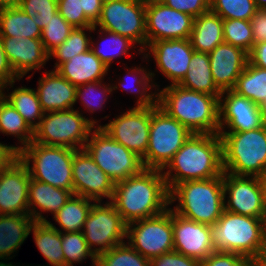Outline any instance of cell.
<instances>
[{
	"instance_id": "57",
	"label": "cell",
	"mask_w": 266,
	"mask_h": 266,
	"mask_svg": "<svg viewBox=\"0 0 266 266\" xmlns=\"http://www.w3.org/2000/svg\"><path fill=\"white\" fill-rule=\"evenodd\" d=\"M259 178H260L262 187L264 189V192L266 193V167L264 168V170H263V172Z\"/></svg>"
},
{
	"instance_id": "8",
	"label": "cell",
	"mask_w": 266,
	"mask_h": 266,
	"mask_svg": "<svg viewBox=\"0 0 266 266\" xmlns=\"http://www.w3.org/2000/svg\"><path fill=\"white\" fill-rule=\"evenodd\" d=\"M98 121L88 119L79 110L69 109L44 113L34 129L33 142L45 146L84 148Z\"/></svg>"
},
{
	"instance_id": "3",
	"label": "cell",
	"mask_w": 266,
	"mask_h": 266,
	"mask_svg": "<svg viewBox=\"0 0 266 266\" xmlns=\"http://www.w3.org/2000/svg\"><path fill=\"white\" fill-rule=\"evenodd\" d=\"M158 106L193 134H219V98L167 85L159 91Z\"/></svg>"
},
{
	"instance_id": "48",
	"label": "cell",
	"mask_w": 266,
	"mask_h": 266,
	"mask_svg": "<svg viewBox=\"0 0 266 266\" xmlns=\"http://www.w3.org/2000/svg\"><path fill=\"white\" fill-rule=\"evenodd\" d=\"M168 7L198 17L210 10V0H160Z\"/></svg>"
},
{
	"instance_id": "14",
	"label": "cell",
	"mask_w": 266,
	"mask_h": 266,
	"mask_svg": "<svg viewBox=\"0 0 266 266\" xmlns=\"http://www.w3.org/2000/svg\"><path fill=\"white\" fill-rule=\"evenodd\" d=\"M223 187L226 211L266 219V193L259 177L224 172Z\"/></svg>"
},
{
	"instance_id": "38",
	"label": "cell",
	"mask_w": 266,
	"mask_h": 266,
	"mask_svg": "<svg viewBox=\"0 0 266 266\" xmlns=\"http://www.w3.org/2000/svg\"><path fill=\"white\" fill-rule=\"evenodd\" d=\"M97 28L98 27L96 26L74 28L65 41L49 54L50 58L54 57L58 61L55 63L54 70H56L62 63L71 59V57L88 51L91 47V37H87L86 31L89 30V33H92L93 31H96Z\"/></svg>"
},
{
	"instance_id": "41",
	"label": "cell",
	"mask_w": 266,
	"mask_h": 266,
	"mask_svg": "<svg viewBox=\"0 0 266 266\" xmlns=\"http://www.w3.org/2000/svg\"><path fill=\"white\" fill-rule=\"evenodd\" d=\"M252 25L250 21L240 19H223L224 42L241 48L249 53L253 46Z\"/></svg>"
},
{
	"instance_id": "2",
	"label": "cell",
	"mask_w": 266,
	"mask_h": 266,
	"mask_svg": "<svg viewBox=\"0 0 266 266\" xmlns=\"http://www.w3.org/2000/svg\"><path fill=\"white\" fill-rule=\"evenodd\" d=\"M162 173L169 191L181 182L205 180L223 175L220 135L192 134Z\"/></svg>"
},
{
	"instance_id": "39",
	"label": "cell",
	"mask_w": 266,
	"mask_h": 266,
	"mask_svg": "<svg viewBox=\"0 0 266 266\" xmlns=\"http://www.w3.org/2000/svg\"><path fill=\"white\" fill-rule=\"evenodd\" d=\"M96 266H150V259L124 242L98 254Z\"/></svg>"
},
{
	"instance_id": "49",
	"label": "cell",
	"mask_w": 266,
	"mask_h": 266,
	"mask_svg": "<svg viewBox=\"0 0 266 266\" xmlns=\"http://www.w3.org/2000/svg\"><path fill=\"white\" fill-rule=\"evenodd\" d=\"M196 259L173 250L150 259V266H200Z\"/></svg>"
},
{
	"instance_id": "35",
	"label": "cell",
	"mask_w": 266,
	"mask_h": 266,
	"mask_svg": "<svg viewBox=\"0 0 266 266\" xmlns=\"http://www.w3.org/2000/svg\"><path fill=\"white\" fill-rule=\"evenodd\" d=\"M233 91L259 106L263 105L266 102V69L247 63Z\"/></svg>"
},
{
	"instance_id": "52",
	"label": "cell",
	"mask_w": 266,
	"mask_h": 266,
	"mask_svg": "<svg viewBox=\"0 0 266 266\" xmlns=\"http://www.w3.org/2000/svg\"><path fill=\"white\" fill-rule=\"evenodd\" d=\"M104 0H81L85 17L95 25L101 16Z\"/></svg>"
},
{
	"instance_id": "42",
	"label": "cell",
	"mask_w": 266,
	"mask_h": 266,
	"mask_svg": "<svg viewBox=\"0 0 266 266\" xmlns=\"http://www.w3.org/2000/svg\"><path fill=\"white\" fill-rule=\"evenodd\" d=\"M210 10L222 19L250 21L258 9L254 0H210Z\"/></svg>"
},
{
	"instance_id": "22",
	"label": "cell",
	"mask_w": 266,
	"mask_h": 266,
	"mask_svg": "<svg viewBox=\"0 0 266 266\" xmlns=\"http://www.w3.org/2000/svg\"><path fill=\"white\" fill-rule=\"evenodd\" d=\"M213 81L223 92L233 90L239 75L248 63V53L223 42L208 53Z\"/></svg>"
},
{
	"instance_id": "4",
	"label": "cell",
	"mask_w": 266,
	"mask_h": 266,
	"mask_svg": "<svg viewBox=\"0 0 266 266\" xmlns=\"http://www.w3.org/2000/svg\"><path fill=\"white\" fill-rule=\"evenodd\" d=\"M223 175L205 180L181 182L170 190L169 200L178 205L171 210L180 216L214 225L225 210Z\"/></svg>"
},
{
	"instance_id": "24",
	"label": "cell",
	"mask_w": 266,
	"mask_h": 266,
	"mask_svg": "<svg viewBox=\"0 0 266 266\" xmlns=\"http://www.w3.org/2000/svg\"><path fill=\"white\" fill-rule=\"evenodd\" d=\"M36 92L45 113L73 109L76 103V86L56 70L39 78Z\"/></svg>"
},
{
	"instance_id": "31",
	"label": "cell",
	"mask_w": 266,
	"mask_h": 266,
	"mask_svg": "<svg viewBox=\"0 0 266 266\" xmlns=\"http://www.w3.org/2000/svg\"><path fill=\"white\" fill-rule=\"evenodd\" d=\"M92 205V200L82 196L72 195L59 211L53 215L54 220L63 231L55 227L51 222L48 221V223L61 233L82 231Z\"/></svg>"
},
{
	"instance_id": "21",
	"label": "cell",
	"mask_w": 266,
	"mask_h": 266,
	"mask_svg": "<svg viewBox=\"0 0 266 266\" xmlns=\"http://www.w3.org/2000/svg\"><path fill=\"white\" fill-rule=\"evenodd\" d=\"M30 173L19 158L0 173V215H29Z\"/></svg>"
},
{
	"instance_id": "5",
	"label": "cell",
	"mask_w": 266,
	"mask_h": 266,
	"mask_svg": "<svg viewBox=\"0 0 266 266\" xmlns=\"http://www.w3.org/2000/svg\"><path fill=\"white\" fill-rule=\"evenodd\" d=\"M219 135L224 172L260 177L266 167V128Z\"/></svg>"
},
{
	"instance_id": "1",
	"label": "cell",
	"mask_w": 266,
	"mask_h": 266,
	"mask_svg": "<svg viewBox=\"0 0 266 266\" xmlns=\"http://www.w3.org/2000/svg\"><path fill=\"white\" fill-rule=\"evenodd\" d=\"M169 195L162 171L144 168L139 174L116 182L110 202L128 225L170 208Z\"/></svg>"
},
{
	"instance_id": "29",
	"label": "cell",
	"mask_w": 266,
	"mask_h": 266,
	"mask_svg": "<svg viewBox=\"0 0 266 266\" xmlns=\"http://www.w3.org/2000/svg\"><path fill=\"white\" fill-rule=\"evenodd\" d=\"M178 85L187 90L206 93L218 98L222 94L213 81L209 54L204 52H193L188 71Z\"/></svg>"
},
{
	"instance_id": "51",
	"label": "cell",
	"mask_w": 266,
	"mask_h": 266,
	"mask_svg": "<svg viewBox=\"0 0 266 266\" xmlns=\"http://www.w3.org/2000/svg\"><path fill=\"white\" fill-rule=\"evenodd\" d=\"M253 45L266 42V10L258 9L251 20Z\"/></svg>"
},
{
	"instance_id": "40",
	"label": "cell",
	"mask_w": 266,
	"mask_h": 266,
	"mask_svg": "<svg viewBox=\"0 0 266 266\" xmlns=\"http://www.w3.org/2000/svg\"><path fill=\"white\" fill-rule=\"evenodd\" d=\"M62 251L67 266L80 263L87 257L92 260V266L96 265V254L89 248L82 231L62 233Z\"/></svg>"
},
{
	"instance_id": "25",
	"label": "cell",
	"mask_w": 266,
	"mask_h": 266,
	"mask_svg": "<svg viewBox=\"0 0 266 266\" xmlns=\"http://www.w3.org/2000/svg\"><path fill=\"white\" fill-rule=\"evenodd\" d=\"M73 193L31 178L29 182L28 207L29 215L34 222H48L42 212L56 214L69 200ZM40 208V211H38ZM38 209V210H36Z\"/></svg>"
},
{
	"instance_id": "6",
	"label": "cell",
	"mask_w": 266,
	"mask_h": 266,
	"mask_svg": "<svg viewBox=\"0 0 266 266\" xmlns=\"http://www.w3.org/2000/svg\"><path fill=\"white\" fill-rule=\"evenodd\" d=\"M266 219L248 217L224 210L211 226L216 251L236 253L252 260L256 257Z\"/></svg>"
},
{
	"instance_id": "15",
	"label": "cell",
	"mask_w": 266,
	"mask_h": 266,
	"mask_svg": "<svg viewBox=\"0 0 266 266\" xmlns=\"http://www.w3.org/2000/svg\"><path fill=\"white\" fill-rule=\"evenodd\" d=\"M151 107H133L105 125H99L116 142L136 153L146 154L149 144Z\"/></svg>"
},
{
	"instance_id": "16",
	"label": "cell",
	"mask_w": 266,
	"mask_h": 266,
	"mask_svg": "<svg viewBox=\"0 0 266 266\" xmlns=\"http://www.w3.org/2000/svg\"><path fill=\"white\" fill-rule=\"evenodd\" d=\"M194 17L168 7L160 0L146 1L147 46L160 40L189 39Z\"/></svg>"
},
{
	"instance_id": "27",
	"label": "cell",
	"mask_w": 266,
	"mask_h": 266,
	"mask_svg": "<svg viewBox=\"0 0 266 266\" xmlns=\"http://www.w3.org/2000/svg\"><path fill=\"white\" fill-rule=\"evenodd\" d=\"M189 40L194 51L211 52L224 42L223 19L211 10L195 17Z\"/></svg>"
},
{
	"instance_id": "44",
	"label": "cell",
	"mask_w": 266,
	"mask_h": 266,
	"mask_svg": "<svg viewBox=\"0 0 266 266\" xmlns=\"http://www.w3.org/2000/svg\"><path fill=\"white\" fill-rule=\"evenodd\" d=\"M73 29L74 27L69 24L59 12L52 16L42 29L41 41L46 51L50 54L65 41Z\"/></svg>"
},
{
	"instance_id": "50",
	"label": "cell",
	"mask_w": 266,
	"mask_h": 266,
	"mask_svg": "<svg viewBox=\"0 0 266 266\" xmlns=\"http://www.w3.org/2000/svg\"><path fill=\"white\" fill-rule=\"evenodd\" d=\"M16 80L21 78L13 70L7 55L4 52L2 38L0 36V81L4 84L3 89L13 87Z\"/></svg>"
},
{
	"instance_id": "32",
	"label": "cell",
	"mask_w": 266,
	"mask_h": 266,
	"mask_svg": "<svg viewBox=\"0 0 266 266\" xmlns=\"http://www.w3.org/2000/svg\"><path fill=\"white\" fill-rule=\"evenodd\" d=\"M34 241L43 257L51 266H67L62 251V233L48 222H34L31 229Z\"/></svg>"
},
{
	"instance_id": "11",
	"label": "cell",
	"mask_w": 266,
	"mask_h": 266,
	"mask_svg": "<svg viewBox=\"0 0 266 266\" xmlns=\"http://www.w3.org/2000/svg\"><path fill=\"white\" fill-rule=\"evenodd\" d=\"M94 26L138 43L140 55L147 49L146 1L104 0L101 16Z\"/></svg>"
},
{
	"instance_id": "20",
	"label": "cell",
	"mask_w": 266,
	"mask_h": 266,
	"mask_svg": "<svg viewBox=\"0 0 266 266\" xmlns=\"http://www.w3.org/2000/svg\"><path fill=\"white\" fill-rule=\"evenodd\" d=\"M174 250L185 256L204 261L215 250L210 225L186 219L172 211Z\"/></svg>"
},
{
	"instance_id": "54",
	"label": "cell",
	"mask_w": 266,
	"mask_h": 266,
	"mask_svg": "<svg viewBox=\"0 0 266 266\" xmlns=\"http://www.w3.org/2000/svg\"><path fill=\"white\" fill-rule=\"evenodd\" d=\"M18 158L17 146H8L0 143V173L5 171Z\"/></svg>"
},
{
	"instance_id": "28",
	"label": "cell",
	"mask_w": 266,
	"mask_h": 266,
	"mask_svg": "<svg viewBox=\"0 0 266 266\" xmlns=\"http://www.w3.org/2000/svg\"><path fill=\"white\" fill-rule=\"evenodd\" d=\"M33 223L30 215H0V260L10 259L31 233Z\"/></svg>"
},
{
	"instance_id": "9",
	"label": "cell",
	"mask_w": 266,
	"mask_h": 266,
	"mask_svg": "<svg viewBox=\"0 0 266 266\" xmlns=\"http://www.w3.org/2000/svg\"><path fill=\"white\" fill-rule=\"evenodd\" d=\"M192 134L158 104L151 106L149 144L142 158L144 168L162 171Z\"/></svg>"
},
{
	"instance_id": "60",
	"label": "cell",
	"mask_w": 266,
	"mask_h": 266,
	"mask_svg": "<svg viewBox=\"0 0 266 266\" xmlns=\"http://www.w3.org/2000/svg\"><path fill=\"white\" fill-rule=\"evenodd\" d=\"M3 83L0 81V97H2L3 96V91H4V89H3Z\"/></svg>"
},
{
	"instance_id": "12",
	"label": "cell",
	"mask_w": 266,
	"mask_h": 266,
	"mask_svg": "<svg viewBox=\"0 0 266 266\" xmlns=\"http://www.w3.org/2000/svg\"><path fill=\"white\" fill-rule=\"evenodd\" d=\"M128 244L143 257L155 256L174 250L172 210L127 225Z\"/></svg>"
},
{
	"instance_id": "45",
	"label": "cell",
	"mask_w": 266,
	"mask_h": 266,
	"mask_svg": "<svg viewBox=\"0 0 266 266\" xmlns=\"http://www.w3.org/2000/svg\"><path fill=\"white\" fill-rule=\"evenodd\" d=\"M34 22L43 29L58 12L57 0H22L19 6Z\"/></svg>"
},
{
	"instance_id": "55",
	"label": "cell",
	"mask_w": 266,
	"mask_h": 266,
	"mask_svg": "<svg viewBox=\"0 0 266 266\" xmlns=\"http://www.w3.org/2000/svg\"><path fill=\"white\" fill-rule=\"evenodd\" d=\"M253 263L257 266H266V226L262 234V240L259 251L253 259Z\"/></svg>"
},
{
	"instance_id": "19",
	"label": "cell",
	"mask_w": 266,
	"mask_h": 266,
	"mask_svg": "<svg viewBox=\"0 0 266 266\" xmlns=\"http://www.w3.org/2000/svg\"><path fill=\"white\" fill-rule=\"evenodd\" d=\"M145 52L143 58L150 59L152 54L159 72L171 80L170 85H178L188 71L194 49L189 39H173L151 42Z\"/></svg>"
},
{
	"instance_id": "26",
	"label": "cell",
	"mask_w": 266,
	"mask_h": 266,
	"mask_svg": "<svg viewBox=\"0 0 266 266\" xmlns=\"http://www.w3.org/2000/svg\"><path fill=\"white\" fill-rule=\"evenodd\" d=\"M56 71L77 87L86 83L104 80L109 67L89 49L62 63Z\"/></svg>"
},
{
	"instance_id": "23",
	"label": "cell",
	"mask_w": 266,
	"mask_h": 266,
	"mask_svg": "<svg viewBox=\"0 0 266 266\" xmlns=\"http://www.w3.org/2000/svg\"><path fill=\"white\" fill-rule=\"evenodd\" d=\"M1 38L4 52L20 78H23L29 71L40 70L50 59L41 38Z\"/></svg>"
},
{
	"instance_id": "30",
	"label": "cell",
	"mask_w": 266,
	"mask_h": 266,
	"mask_svg": "<svg viewBox=\"0 0 266 266\" xmlns=\"http://www.w3.org/2000/svg\"><path fill=\"white\" fill-rule=\"evenodd\" d=\"M42 29L20 7L0 9V36L41 38Z\"/></svg>"
},
{
	"instance_id": "59",
	"label": "cell",
	"mask_w": 266,
	"mask_h": 266,
	"mask_svg": "<svg viewBox=\"0 0 266 266\" xmlns=\"http://www.w3.org/2000/svg\"><path fill=\"white\" fill-rule=\"evenodd\" d=\"M260 107L262 111V124L266 128V102Z\"/></svg>"
},
{
	"instance_id": "17",
	"label": "cell",
	"mask_w": 266,
	"mask_h": 266,
	"mask_svg": "<svg viewBox=\"0 0 266 266\" xmlns=\"http://www.w3.org/2000/svg\"><path fill=\"white\" fill-rule=\"evenodd\" d=\"M73 195L93 202L111 201L115 183L82 148L74 151L72 162Z\"/></svg>"
},
{
	"instance_id": "53",
	"label": "cell",
	"mask_w": 266,
	"mask_h": 266,
	"mask_svg": "<svg viewBox=\"0 0 266 266\" xmlns=\"http://www.w3.org/2000/svg\"><path fill=\"white\" fill-rule=\"evenodd\" d=\"M248 63L266 69V42L254 44L248 53Z\"/></svg>"
},
{
	"instance_id": "13",
	"label": "cell",
	"mask_w": 266,
	"mask_h": 266,
	"mask_svg": "<svg viewBox=\"0 0 266 266\" xmlns=\"http://www.w3.org/2000/svg\"><path fill=\"white\" fill-rule=\"evenodd\" d=\"M126 232L127 224L110 201L105 204L93 202L82 233L96 256L124 243Z\"/></svg>"
},
{
	"instance_id": "43",
	"label": "cell",
	"mask_w": 266,
	"mask_h": 266,
	"mask_svg": "<svg viewBox=\"0 0 266 266\" xmlns=\"http://www.w3.org/2000/svg\"><path fill=\"white\" fill-rule=\"evenodd\" d=\"M102 81L90 82L76 87V103L81 99V104L91 113L102 109L103 104L111 94L112 85H102Z\"/></svg>"
},
{
	"instance_id": "7",
	"label": "cell",
	"mask_w": 266,
	"mask_h": 266,
	"mask_svg": "<svg viewBox=\"0 0 266 266\" xmlns=\"http://www.w3.org/2000/svg\"><path fill=\"white\" fill-rule=\"evenodd\" d=\"M74 151L69 147L45 146L32 141L19 151V159L26 164L32 179L73 193Z\"/></svg>"
},
{
	"instance_id": "58",
	"label": "cell",
	"mask_w": 266,
	"mask_h": 266,
	"mask_svg": "<svg viewBox=\"0 0 266 266\" xmlns=\"http://www.w3.org/2000/svg\"><path fill=\"white\" fill-rule=\"evenodd\" d=\"M257 9L266 10V0H254Z\"/></svg>"
},
{
	"instance_id": "34",
	"label": "cell",
	"mask_w": 266,
	"mask_h": 266,
	"mask_svg": "<svg viewBox=\"0 0 266 266\" xmlns=\"http://www.w3.org/2000/svg\"><path fill=\"white\" fill-rule=\"evenodd\" d=\"M3 97L11 103L33 130L39 125L45 112L35 89L22 86L15 88L7 95L3 93Z\"/></svg>"
},
{
	"instance_id": "37",
	"label": "cell",
	"mask_w": 266,
	"mask_h": 266,
	"mask_svg": "<svg viewBox=\"0 0 266 266\" xmlns=\"http://www.w3.org/2000/svg\"><path fill=\"white\" fill-rule=\"evenodd\" d=\"M99 38L101 42L100 44L93 43L91 37V47L90 49L93 53L108 67H110L111 63L117 57L126 56L129 54L130 47L135 48L133 45L134 43L122 35L109 32L103 29H98ZM101 35V36H100ZM103 37V38H102ZM108 38V39H107ZM105 42V43H104ZM96 45V46H95ZM99 45V46H98Z\"/></svg>"
},
{
	"instance_id": "18",
	"label": "cell",
	"mask_w": 266,
	"mask_h": 266,
	"mask_svg": "<svg viewBox=\"0 0 266 266\" xmlns=\"http://www.w3.org/2000/svg\"><path fill=\"white\" fill-rule=\"evenodd\" d=\"M262 126V111L259 105L233 90L222 92L219 97V133L244 132ZM225 128H228V131Z\"/></svg>"
},
{
	"instance_id": "33",
	"label": "cell",
	"mask_w": 266,
	"mask_h": 266,
	"mask_svg": "<svg viewBox=\"0 0 266 266\" xmlns=\"http://www.w3.org/2000/svg\"><path fill=\"white\" fill-rule=\"evenodd\" d=\"M17 137L19 152L34 139V130L3 96L0 97V133Z\"/></svg>"
},
{
	"instance_id": "10",
	"label": "cell",
	"mask_w": 266,
	"mask_h": 266,
	"mask_svg": "<svg viewBox=\"0 0 266 266\" xmlns=\"http://www.w3.org/2000/svg\"><path fill=\"white\" fill-rule=\"evenodd\" d=\"M84 149L114 183L137 175L144 169L142 158L116 142L100 127L91 131Z\"/></svg>"
},
{
	"instance_id": "36",
	"label": "cell",
	"mask_w": 266,
	"mask_h": 266,
	"mask_svg": "<svg viewBox=\"0 0 266 266\" xmlns=\"http://www.w3.org/2000/svg\"><path fill=\"white\" fill-rule=\"evenodd\" d=\"M127 72H128L127 76L132 75L131 81L133 82V80H134V82L136 84L135 86H137V88L135 87L136 90H131L130 88L128 89L129 86L126 85L127 81H125L127 79L126 78L127 76H125L120 80V82L117 85H115V84L112 85L113 91L122 87V89H124L127 92L129 91L130 93L138 94L137 97H139V98L136 102L135 107L156 106L157 105L158 92H156V91L154 93L148 92L151 88H155L156 86L159 87V85H157L156 83H153V81H152L153 78L155 77V73L154 72L152 73L149 70L147 71L146 68H144V67L141 68L140 66L139 67L135 66V68L134 67L130 68V70L127 69ZM130 76H129V78H130ZM118 85L120 87H118ZM131 87H132V85H131Z\"/></svg>"
},
{
	"instance_id": "56",
	"label": "cell",
	"mask_w": 266,
	"mask_h": 266,
	"mask_svg": "<svg viewBox=\"0 0 266 266\" xmlns=\"http://www.w3.org/2000/svg\"><path fill=\"white\" fill-rule=\"evenodd\" d=\"M22 0H0V9L6 7H19Z\"/></svg>"
},
{
	"instance_id": "46",
	"label": "cell",
	"mask_w": 266,
	"mask_h": 266,
	"mask_svg": "<svg viewBox=\"0 0 266 266\" xmlns=\"http://www.w3.org/2000/svg\"><path fill=\"white\" fill-rule=\"evenodd\" d=\"M58 12L74 28L94 26L84 14L81 0H57Z\"/></svg>"
},
{
	"instance_id": "47",
	"label": "cell",
	"mask_w": 266,
	"mask_h": 266,
	"mask_svg": "<svg viewBox=\"0 0 266 266\" xmlns=\"http://www.w3.org/2000/svg\"><path fill=\"white\" fill-rule=\"evenodd\" d=\"M251 258L230 252L214 251L200 266H251Z\"/></svg>"
}]
</instances>
